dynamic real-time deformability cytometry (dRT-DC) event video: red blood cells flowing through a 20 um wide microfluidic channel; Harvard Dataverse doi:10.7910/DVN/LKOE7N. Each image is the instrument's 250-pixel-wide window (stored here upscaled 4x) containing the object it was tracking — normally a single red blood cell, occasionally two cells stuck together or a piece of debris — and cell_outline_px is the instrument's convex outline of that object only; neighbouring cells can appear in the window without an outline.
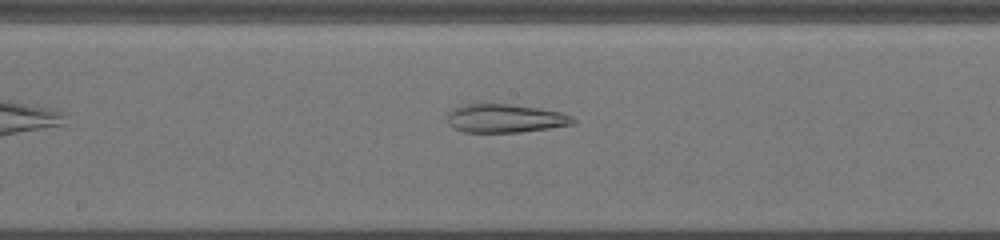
{"species": "common noctule bat (a hibernating species)", "species_latin": "Nyctalus noctula", "temperature_condition": "cold", "stored_images_in_passage": 15, "camera_frame_rate_fps": 3000, "um_per_image_px": 0.085, "animal": {"sex": "female", "body_mass_g": 19.5, "forearm_length_mm": 54.1}, "frame": {"image": 1, "passage_image": 9, "time_ms": 2.667, "image_size_px": [1000, 240], "cell_outline_px": [[576, 120], [572, 124], [548, 128], [520, 132], [464, 132], [456, 128], [448, 120], [448, 112], [456, 108], [468, 104], [508, 104], [540, 108], [560, 112], [572, 116]], "centroid_in_image_um": [42.98, 10.06], "position_along_channel_um": 205.2, "area_um2": 20.46}}
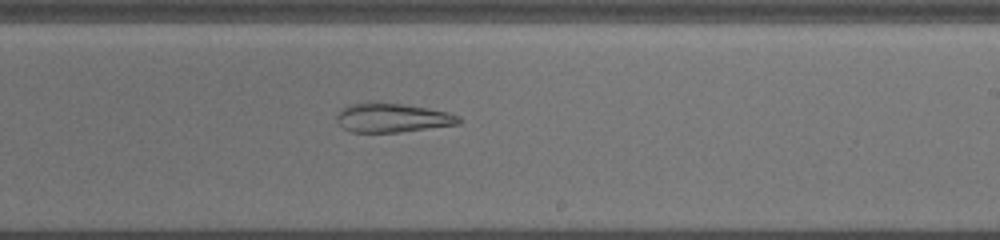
{"frame": {"image": 2, "passage_image": 13, "time_ms": 4.0, "image_size_px": [1000, 240], "cell_outline_px": [[460, 124], [400, 132], [352, 132], [344, 128], [336, 120], [336, 112], [340, 108], [352, 104], [404, 104], [428, 108], [448, 112], [460, 116]], "centroid_in_image_um": [33.36, 10.03], "position_along_channel_um": 255.6, "area_um2": 20.35}}